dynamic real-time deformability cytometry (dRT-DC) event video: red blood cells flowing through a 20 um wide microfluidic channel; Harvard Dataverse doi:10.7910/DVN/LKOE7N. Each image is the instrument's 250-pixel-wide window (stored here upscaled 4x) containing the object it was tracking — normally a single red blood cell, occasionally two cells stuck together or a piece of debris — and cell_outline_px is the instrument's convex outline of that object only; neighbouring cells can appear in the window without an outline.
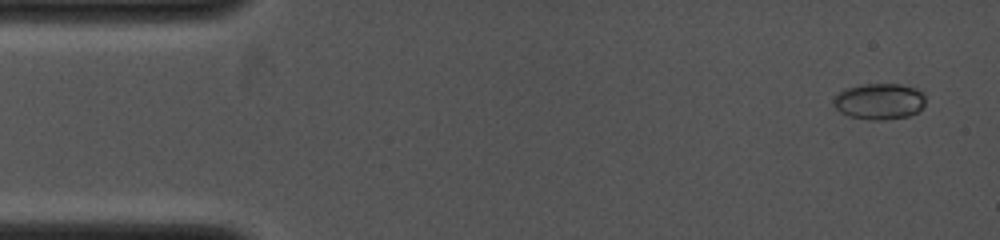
{"species": "common noctule bat (a hibernating species)", "species_latin": "Nyctalus noctula", "temperature_condition": "cold", "stored_images_in_passage": 7, "camera_frame_rate_fps": 4000, "um_per_image_px": 0.085, "animal": {"sex": "female", "body_mass_g": 19.0, "forearm_length_mm": 53.3}, "frame": {"image": 1, "passage_image": 1, "time_ms": 0.0, "image_size_px": [1000, 240], "cell_outline_px": [[924, 104], [916, 112], [908, 116], [884, 120], [868, 120], [848, 116], [840, 112], [832, 104], [832, 96], [844, 88], [864, 84], [900, 84], [916, 88], [924, 96]], "centroid_in_image_um": [74.67, 8.61], "position_along_channel_um": 10.3, "area_um2": 19.54}}
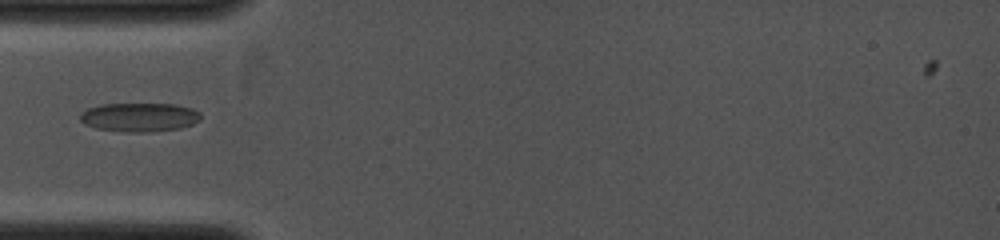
{"frame": {"image": 2, "passage_image": 6, "time_ms": 3.5, "image_size_px": [1000, 240], "cell_outline_px": [[200, 120], [192, 124], [180, 128], [144, 132], [128, 132], [96, 128], [84, 124], [80, 120], [80, 112], [88, 108], [100, 104], [176, 104], [192, 108], [200, 112]], "centroid_in_image_um": [11.84, 9.95], "position_along_channel_um": 73.2, "area_um2": 20.29}}